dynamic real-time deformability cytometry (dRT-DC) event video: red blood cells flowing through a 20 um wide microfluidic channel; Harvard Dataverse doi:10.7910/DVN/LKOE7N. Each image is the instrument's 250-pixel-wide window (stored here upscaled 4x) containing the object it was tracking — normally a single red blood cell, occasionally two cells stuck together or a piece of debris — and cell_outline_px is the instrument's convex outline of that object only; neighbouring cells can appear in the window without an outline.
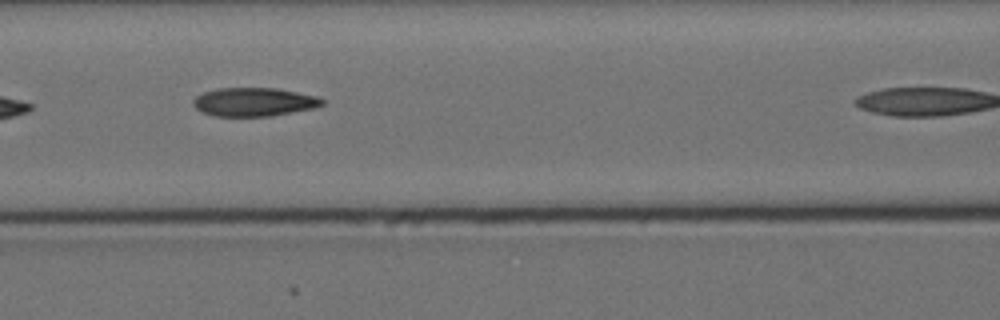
{"species": "Egyptian fruit bat (a non-hibernating species)", "species_latin": "Rousettus aegyptiacus", "temperature_condition": "cold", "stored_images_in_passage": 8, "camera_frame_rate_fps": 3000, "um_per_image_px": 0.085, "animal": {"sex": "female"}, "frame": {"image": 1, "passage_image": 5, "time_ms": 4.667, "image_size_px": [1000, 320], "cell_outline_px": [[324, 104], [312, 108], [272, 116], [216, 116], [200, 112], [192, 104], [192, 100], [196, 96], [204, 92], [216, 88], [276, 88], [316, 96], [324, 100]], "centroid_in_image_um": [21.54, 8.66], "position_along_channel_um": 145.1, "area_um2": 21.44}}